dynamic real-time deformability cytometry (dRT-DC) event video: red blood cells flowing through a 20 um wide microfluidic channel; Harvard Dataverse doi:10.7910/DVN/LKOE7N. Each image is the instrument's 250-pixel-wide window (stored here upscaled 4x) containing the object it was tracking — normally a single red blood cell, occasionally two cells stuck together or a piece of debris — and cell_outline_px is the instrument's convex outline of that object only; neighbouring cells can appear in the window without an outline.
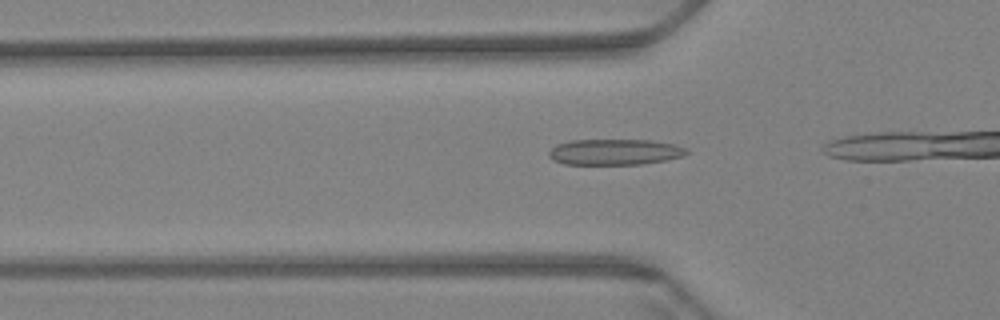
{"species": "Egyptian fruit bat (a non-hibernating species)", "species_latin": "Rousettus aegyptiacus", "temperature_condition": "warm", "stored_images_in_passage": 15, "camera_frame_rate_fps": 3000, "um_per_image_px": 0.085, "animal": {"sex": "female"}, "frame": {"image": 1, "passage_image": 3, "time_ms": 0.667, "image_size_px": [1000, 320], "cell_outline_px": [[692, 152], [680, 156], [664, 160], [640, 164], [564, 164], [552, 160], [548, 156], [548, 152], [556, 144], [572, 140], [652, 140], [672, 144], [684, 148]], "centroid_in_image_um": [52.2, 12.91], "position_along_channel_um": 73.6, "area_um2": 20.63}}
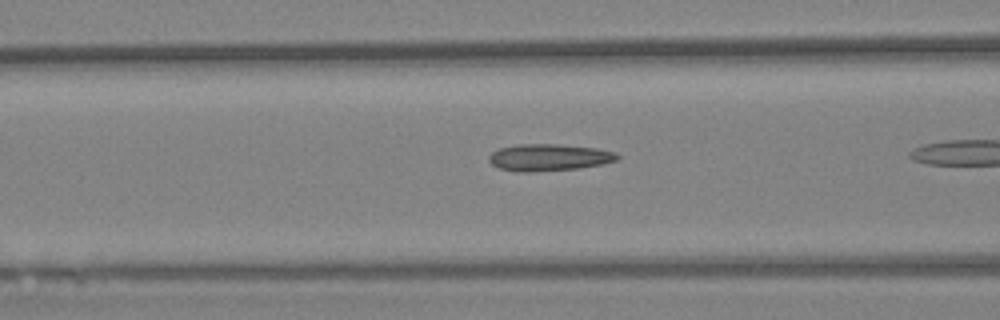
{"frame": {"image": 2, "passage_image": 7, "time_ms": 2.0, "image_size_px": [1000, 320], "cell_outline_px": [[620, 156], [616, 160], [604, 164], [580, 168], [532, 172], [516, 172], [500, 168], [492, 164], [488, 160], [488, 156], [492, 152], [500, 148], [520, 144], [556, 144], [596, 148], [612, 152]], "centroid_in_image_um": [46.63, 13.39], "position_along_channel_um": 120.0, "area_um2": 20.06}}